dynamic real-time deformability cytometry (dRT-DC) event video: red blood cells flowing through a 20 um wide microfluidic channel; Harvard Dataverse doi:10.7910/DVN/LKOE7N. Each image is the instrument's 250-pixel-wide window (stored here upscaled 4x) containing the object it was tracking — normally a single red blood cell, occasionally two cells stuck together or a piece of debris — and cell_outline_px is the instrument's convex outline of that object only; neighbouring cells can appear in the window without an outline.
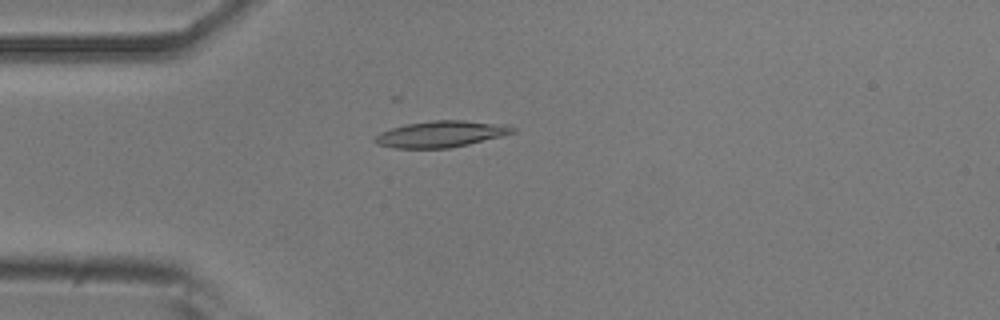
{"species": "common noctule bat (a hibernating species)", "species_latin": "Nyctalus noctula", "temperature_condition": "room temperature", "stored_images_in_passage": 50, "camera_frame_rate_fps": 3000, "um_per_image_px": 0.085, "animal": {"sex": "male", "body_mass_g": 20.5, "forearm_length_mm": 52.5}, "frame": {"image": 1, "passage_image": 13, "time_ms": 4.0, "image_size_px": [1000, 320], "cell_outline_px": [[516, 132], [468, 144], [448, 148], [396, 148], [376, 144], [372, 140], [380, 132], [404, 124], [432, 120], [464, 120], [508, 124], [516, 128]], "centroid_in_image_um": [37.49, 11.38], "position_along_channel_um": 47.5, "area_um2": 21.21}}
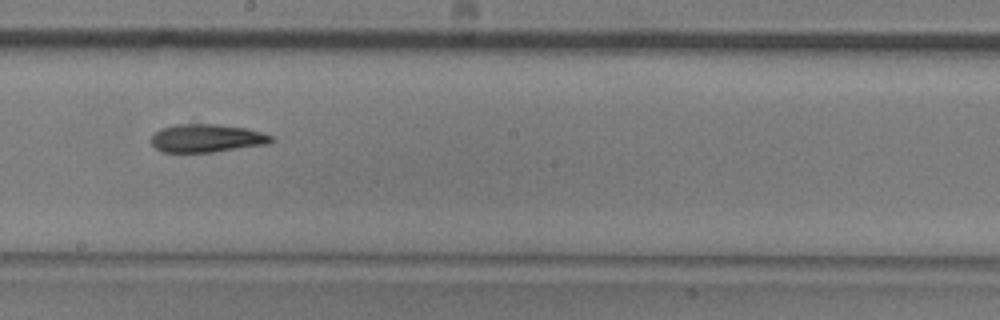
{"frame": {"image": 2, "passage_image": 28, "time_ms": 9.0, "image_size_px": [1000, 320], "cell_outline_px": [[276, 140], [268, 144], [212, 152], [160, 152], [152, 144], [152, 136], [160, 128], [176, 124], [216, 124], [248, 128], [276, 136]], "centroid_in_image_um": [17.63, 11.74], "position_along_channel_um": 230.6, "area_um2": 19.88}}
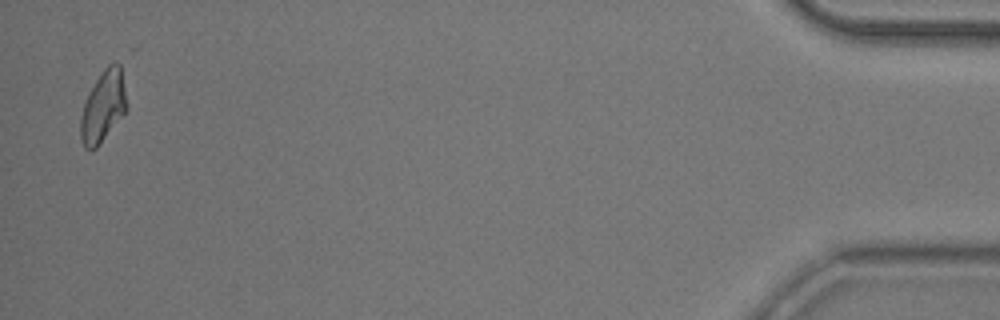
{"frame": {"image": 3, "passage_image": 50, "time_ms": 16.333, "image_size_px": [1000, 320], "cell_outline_px": [[128, 108], [96, 148], [84, 148], [80, 136], [80, 120], [84, 104], [96, 80], [104, 68], [108, 64], [120, 64], [128, 104]], "centroid_in_image_um": [8.78, 9.05], "position_along_channel_um": 426.4, "area_um2": 18.73}}